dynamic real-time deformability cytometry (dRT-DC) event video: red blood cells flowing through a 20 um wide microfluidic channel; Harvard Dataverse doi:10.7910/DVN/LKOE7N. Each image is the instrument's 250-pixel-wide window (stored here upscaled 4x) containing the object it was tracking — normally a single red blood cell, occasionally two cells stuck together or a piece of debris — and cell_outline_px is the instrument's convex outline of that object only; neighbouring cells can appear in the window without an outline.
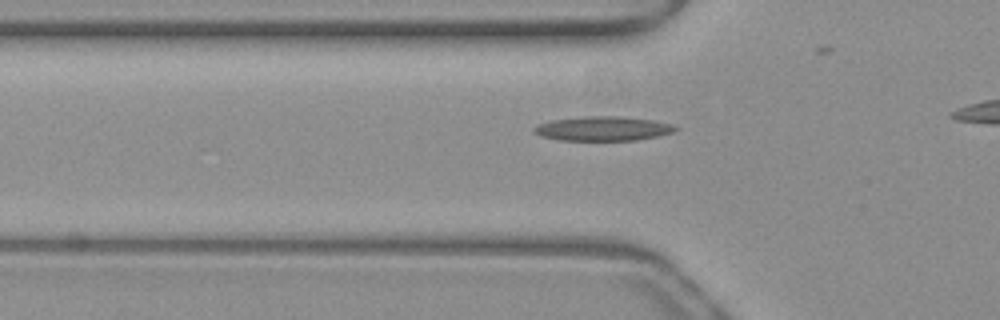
{"species": "common noctule bat (a hibernating species)", "species_latin": "Nyctalus noctula", "temperature_condition": "warm", "stored_images_in_passage": 18, "camera_frame_rate_fps": 3000, "um_per_image_px": 0.085, "animal": {"sex": "female", "body_mass_g": 19.3, "forearm_length_mm": 54.1}, "frame": {"image": 1, "passage_image": 6, "time_ms": 1.667, "image_size_px": [1000, 320], "cell_outline_px": [[680, 128], [672, 132], [656, 136], [636, 140], [556, 140], [540, 136], [532, 132], [532, 128], [536, 124], [552, 120], [584, 116], [620, 116], [652, 120], [672, 124]], "centroid_in_image_um": [51.18, 10.93], "position_along_channel_um": 74.6, "area_um2": 20.17}}
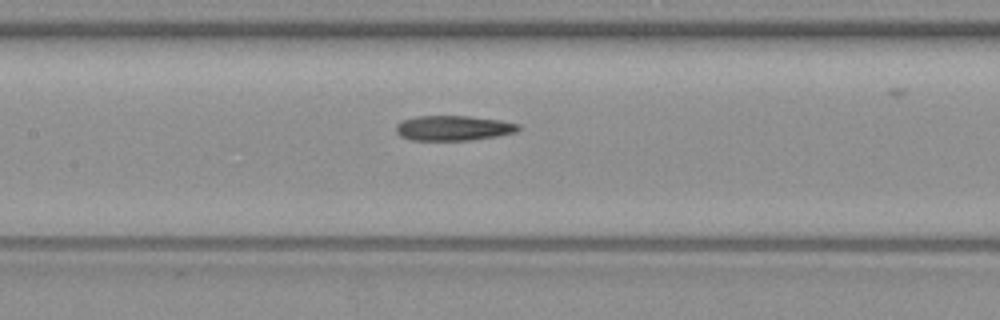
{"frame": {"image": 2, "passage_image": 13, "time_ms": 4.0, "image_size_px": [1000, 320], "cell_outline_px": [[520, 128], [516, 132], [496, 136], [468, 140], [412, 140], [400, 136], [396, 132], [396, 124], [404, 120], [416, 116], [468, 116], [500, 120], [520, 124]], "centroid_in_image_um": [38.53, 10.88], "position_along_channel_um": 168.9, "area_um2": 17.74}}
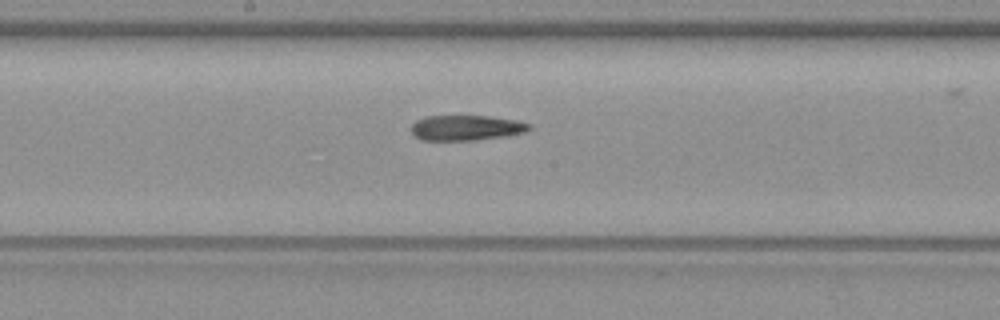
{"frame": {"image": 3, "passage_image": 16, "time_ms": 5.0, "image_size_px": [1000, 320], "cell_outline_px": [[532, 128], [524, 132], [500, 136], [472, 140], [420, 140], [412, 136], [412, 124], [416, 120], [424, 116], [488, 116], [516, 120], [528, 124]], "centroid_in_image_um": [39.54, 10.85], "position_along_channel_um": 208.7, "area_um2": 17.17}}